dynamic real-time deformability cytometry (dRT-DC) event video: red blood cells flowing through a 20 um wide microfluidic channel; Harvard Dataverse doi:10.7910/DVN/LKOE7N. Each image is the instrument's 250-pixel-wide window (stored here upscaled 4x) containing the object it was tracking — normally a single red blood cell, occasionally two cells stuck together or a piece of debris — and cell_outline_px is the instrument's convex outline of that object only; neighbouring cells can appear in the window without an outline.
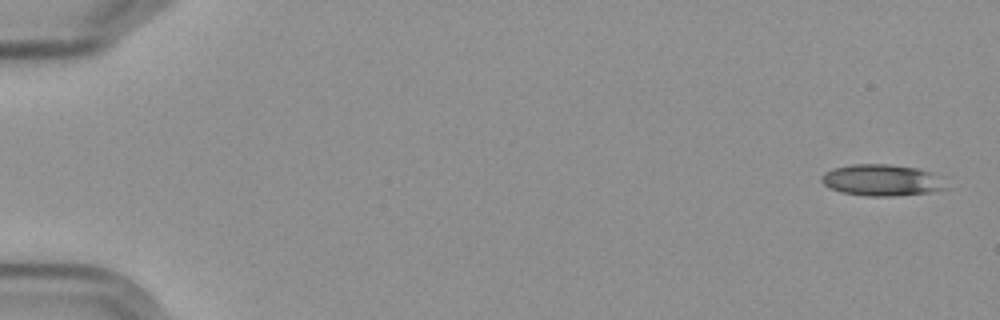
{"species": "Egyptian fruit bat (a non-hibernating species)", "species_latin": "Rousettus aegyptiacus", "temperature_condition": "cold", "stored_images_in_passage": 6, "camera_frame_rate_fps": 3000, "um_per_image_px": 0.085, "frame": {"image": 1, "passage_image": 1, "time_ms": 0.0, "image_size_px": [1000, 320], "cell_outline_px": [[944, 188], [928, 192], [896, 196], [864, 196], [840, 192], [828, 188], [820, 180], [820, 176], [824, 172], [832, 168], [852, 164], [888, 164], [920, 168], [932, 172]], "centroid_in_image_um": [74.81, 15.3], "position_along_channel_um": 10.2, "area_um2": 22.66}}
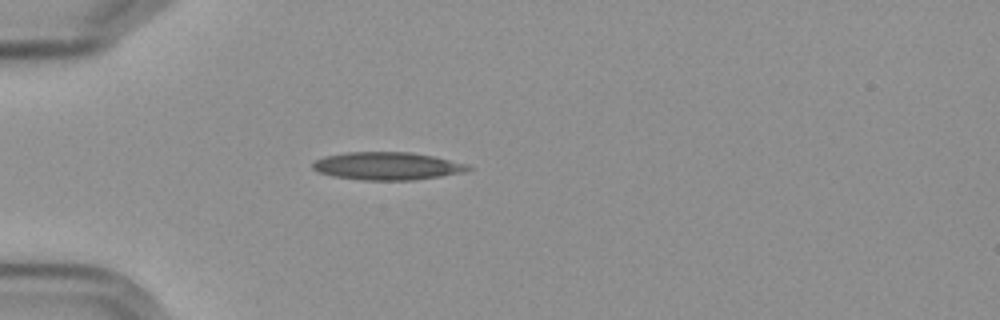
{"frame": {"image": 2, "passage_image": 5, "time_ms": 5.0, "image_size_px": [1000, 320], "cell_outline_px": [[472, 168], [464, 172], [440, 176], [412, 180], [360, 180], [332, 176], [320, 172], [312, 168], [312, 164], [316, 160], [324, 156], [344, 152], [412, 152], [432, 156], [464, 164]], "centroid_in_image_um": [32.85, 14.11], "position_along_channel_um": 52.2, "area_um2": 24.97}}